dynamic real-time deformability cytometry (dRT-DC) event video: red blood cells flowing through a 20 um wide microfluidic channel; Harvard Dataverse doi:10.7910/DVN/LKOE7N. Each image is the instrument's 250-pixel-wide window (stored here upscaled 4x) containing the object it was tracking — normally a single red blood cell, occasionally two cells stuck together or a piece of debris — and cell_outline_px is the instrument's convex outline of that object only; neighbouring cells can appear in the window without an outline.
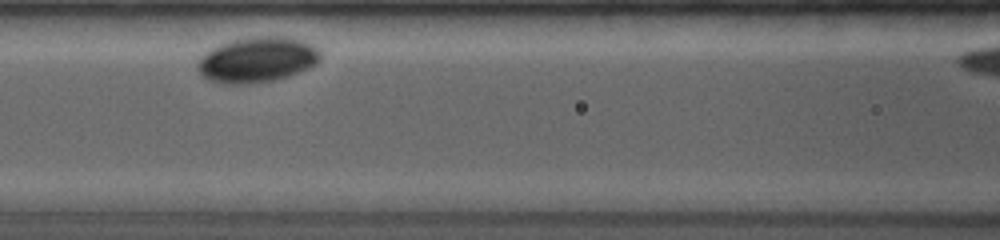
{"species": "common noctule bat (a hibernating species)", "species_latin": "Nyctalus noctula", "temperature_condition": "room temperature", "stored_images_in_passage": 4, "camera_frame_rate_fps": 4000, "um_per_image_px": 0.085, "animal": {"sex": "female", "body_mass_g": 19.0, "forearm_length_mm": 53.3}, "frame": {"image": 1, "passage_image": 3, "time_ms": 2.25, "image_size_px": [1000, 240], "cell_outline_px": [[320, 60], [316, 64], [300, 72], [276, 80], [252, 84], [224, 84], [208, 80], [200, 76], [196, 68], [196, 64], [212, 48], [220, 44], [232, 40], [252, 36], [288, 36], [304, 40], [320, 48]], "centroid_in_image_um": [21.89, 5.08], "position_along_channel_um": 144.7, "area_um2": 33.0}}